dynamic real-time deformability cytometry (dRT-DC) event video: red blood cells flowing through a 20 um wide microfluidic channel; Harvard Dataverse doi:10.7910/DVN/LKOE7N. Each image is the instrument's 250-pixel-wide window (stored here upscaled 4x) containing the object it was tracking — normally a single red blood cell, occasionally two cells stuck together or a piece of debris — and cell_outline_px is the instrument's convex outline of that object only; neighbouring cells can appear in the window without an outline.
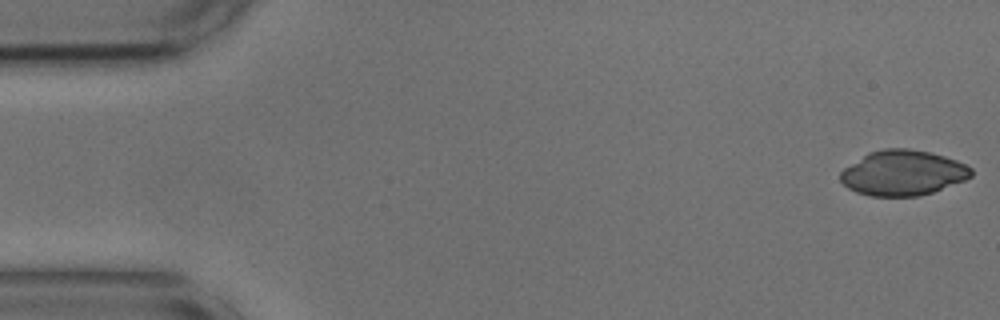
{"species": "common noctule bat (a hibernating species)", "species_latin": "Nyctalus noctula", "temperature_condition": "cold", "stored_images_in_passage": 53, "camera_frame_rate_fps": 3000, "um_per_image_px": 0.085, "animal": {"sex": "male", "body_mass_g": 17.9, "forearm_length_mm": 54.2}, "frame": {"image": 1, "passage_image": 1, "time_ms": 0.0, "image_size_px": [1000, 320], "cell_outline_px": [[972, 176], [964, 180], [932, 192], [920, 196], [872, 196], [856, 192], [848, 188], [840, 180], [840, 172], [844, 168], [868, 152], [884, 148], [908, 148], [932, 152], [956, 160], [972, 168]], "centroid_in_image_um": [76.73, 14.69], "position_along_channel_um": 8.3, "area_um2": 34.45}}